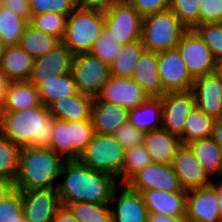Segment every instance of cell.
Returning <instances> with one entry per match:
<instances>
[{
  "instance_id": "8d00e7d4",
  "label": "cell",
  "mask_w": 222,
  "mask_h": 222,
  "mask_svg": "<svg viewBox=\"0 0 222 222\" xmlns=\"http://www.w3.org/2000/svg\"><path fill=\"white\" fill-rule=\"evenodd\" d=\"M67 126L72 142V160H78L94 135L92 121H67Z\"/></svg>"
},
{
  "instance_id": "7c38bea8",
  "label": "cell",
  "mask_w": 222,
  "mask_h": 222,
  "mask_svg": "<svg viewBox=\"0 0 222 222\" xmlns=\"http://www.w3.org/2000/svg\"><path fill=\"white\" fill-rule=\"evenodd\" d=\"M163 106L162 128L180 139L184 134L185 121L196 107L193 92H167L161 97Z\"/></svg>"
},
{
  "instance_id": "5b68a950",
  "label": "cell",
  "mask_w": 222,
  "mask_h": 222,
  "mask_svg": "<svg viewBox=\"0 0 222 222\" xmlns=\"http://www.w3.org/2000/svg\"><path fill=\"white\" fill-rule=\"evenodd\" d=\"M188 28L170 10L142 19L141 41L148 51L162 52L177 47Z\"/></svg>"
},
{
  "instance_id": "83f0119b",
  "label": "cell",
  "mask_w": 222,
  "mask_h": 222,
  "mask_svg": "<svg viewBox=\"0 0 222 222\" xmlns=\"http://www.w3.org/2000/svg\"><path fill=\"white\" fill-rule=\"evenodd\" d=\"M211 178L222 176V149L212 137L187 144Z\"/></svg>"
},
{
  "instance_id": "4fadbf2b",
  "label": "cell",
  "mask_w": 222,
  "mask_h": 222,
  "mask_svg": "<svg viewBox=\"0 0 222 222\" xmlns=\"http://www.w3.org/2000/svg\"><path fill=\"white\" fill-rule=\"evenodd\" d=\"M20 193L27 222H51L61 205L57 188L31 189Z\"/></svg>"
},
{
  "instance_id": "f546056e",
  "label": "cell",
  "mask_w": 222,
  "mask_h": 222,
  "mask_svg": "<svg viewBox=\"0 0 222 222\" xmlns=\"http://www.w3.org/2000/svg\"><path fill=\"white\" fill-rule=\"evenodd\" d=\"M60 43L56 36L42 32L28 23L20 38L19 46L36 59L47 54Z\"/></svg>"
},
{
  "instance_id": "f35d334b",
  "label": "cell",
  "mask_w": 222,
  "mask_h": 222,
  "mask_svg": "<svg viewBox=\"0 0 222 222\" xmlns=\"http://www.w3.org/2000/svg\"><path fill=\"white\" fill-rule=\"evenodd\" d=\"M49 148L65 161L72 160V142H70L67 121L53 118L52 137Z\"/></svg>"
},
{
  "instance_id": "3957f363",
  "label": "cell",
  "mask_w": 222,
  "mask_h": 222,
  "mask_svg": "<svg viewBox=\"0 0 222 222\" xmlns=\"http://www.w3.org/2000/svg\"><path fill=\"white\" fill-rule=\"evenodd\" d=\"M65 160L50 148L24 147L19 152L18 173L14 181L19 191L57 188Z\"/></svg>"
},
{
  "instance_id": "11a10c76",
  "label": "cell",
  "mask_w": 222,
  "mask_h": 222,
  "mask_svg": "<svg viewBox=\"0 0 222 222\" xmlns=\"http://www.w3.org/2000/svg\"><path fill=\"white\" fill-rule=\"evenodd\" d=\"M220 179V180H219ZM217 180V182H216ZM216 180L212 179L211 185L215 188L218 194V207L222 218V176L217 177Z\"/></svg>"
},
{
  "instance_id": "ffe728a7",
  "label": "cell",
  "mask_w": 222,
  "mask_h": 222,
  "mask_svg": "<svg viewBox=\"0 0 222 222\" xmlns=\"http://www.w3.org/2000/svg\"><path fill=\"white\" fill-rule=\"evenodd\" d=\"M141 195L148 213L167 217H186L187 191H142Z\"/></svg>"
},
{
  "instance_id": "5bb4252c",
  "label": "cell",
  "mask_w": 222,
  "mask_h": 222,
  "mask_svg": "<svg viewBox=\"0 0 222 222\" xmlns=\"http://www.w3.org/2000/svg\"><path fill=\"white\" fill-rule=\"evenodd\" d=\"M149 97L132 78L111 76L96 98L130 110L143 104Z\"/></svg>"
},
{
  "instance_id": "30bf717a",
  "label": "cell",
  "mask_w": 222,
  "mask_h": 222,
  "mask_svg": "<svg viewBox=\"0 0 222 222\" xmlns=\"http://www.w3.org/2000/svg\"><path fill=\"white\" fill-rule=\"evenodd\" d=\"M158 73L166 92L192 90L194 79L188 73L184 60L176 48L158 52Z\"/></svg>"
},
{
  "instance_id": "94428289",
  "label": "cell",
  "mask_w": 222,
  "mask_h": 222,
  "mask_svg": "<svg viewBox=\"0 0 222 222\" xmlns=\"http://www.w3.org/2000/svg\"><path fill=\"white\" fill-rule=\"evenodd\" d=\"M3 5V0H0V7Z\"/></svg>"
},
{
  "instance_id": "d6a6232c",
  "label": "cell",
  "mask_w": 222,
  "mask_h": 222,
  "mask_svg": "<svg viewBox=\"0 0 222 222\" xmlns=\"http://www.w3.org/2000/svg\"><path fill=\"white\" fill-rule=\"evenodd\" d=\"M29 22L5 6L0 7V34L6 46L19 45Z\"/></svg>"
},
{
  "instance_id": "f907efd6",
  "label": "cell",
  "mask_w": 222,
  "mask_h": 222,
  "mask_svg": "<svg viewBox=\"0 0 222 222\" xmlns=\"http://www.w3.org/2000/svg\"><path fill=\"white\" fill-rule=\"evenodd\" d=\"M51 222H78V220L67 206L61 204L57 208Z\"/></svg>"
},
{
  "instance_id": "4dcf8cb0",
  "label": "cell",
  "mask_w": 222,
  "mask_h": 222,
  "mask_svg": "<svg viewBox=\"0 0 222 222\" xmlns=\"http://www.w3.org/2000/svg\"><path fill=\"white\" fill-rule=\"evenodd\" d=\"M145 50L141 39L122 45L120 53L110 66L111 76L131 78L136 64Z\"/></svg>"
},
{
  "instance_id": "680465c9",
  "label": "cell",
  "mask_w": 222,
  "mask_h": 222,
  "mask_svg": "<svg viewBox=\"0 0 222 222\" xmlns=\"http://www.w3.org/2000/svg\"><path fill=\"white\" fill-rule=\"evenodd\" d=\"M6 48H7V46L4 43L3 38L0 34V57H1L2 53L5 51Z\"/></svg>"
},
{
  "instance_id": "7402d4cb",
  "label": "cell",
  "mask_w": 222,
  "mask_h": 222,
  "mask_svg": "<svg viewBox=\"0 0 222 222\" xmlns=\"http://www.w3.org/2000/svg\"><path fill=\"white\" fill-rule=\"evenodd\" d=\"M34 60L19 45L7 46L0 57V72L5 82L28 81Z\"/></svg>"
},
{
  "instance_id": "7a4b0ae2",
  "label": "cell",
  "mask_w": 222,
  "mask_h": 222,
  "mask_svg": "<svg viewBox=\"0 0 222 222\" xmlns=\"http://www.w3.org/2000/svg\"><path fill=\"white\" fill-rule=\"evenodd\" d=\"M52 128L53 117L42 103L21 111H0V132L20 149L49 148Z\"/></svg>"
},
{
  "instance_id": "6f0895ef",
  "label": "cell",
  "mask_w": 222,
  "mask_h": 222,
  "mask_svg": "<svg viewBox=\"0 0 222 222\" xmlns=\"http://www.w3.org/2000/svg\"><path fill=\"white\" fill-rule=\"evenodd\" d=\"M5 80L0 72V105L2 103V97H3V92H4V86H5Z\"/></svg>"
},
{
  "instance_id": "7bdbcfd3",
  "label": "cell",
  "mask_w": 222,
  "mask_h": 222,
  "mask_svg": "<svg viewBox=\"0 0 222 222\" xmlns=\"http://www.w3.org/2000/svg\"><path fill=\"white\" fill-rule=\"evenodd\" d=\"M0 222H27L23 214L19 190L15 189L0 202Z\"/></svg>"
},
{
  "instance_id": "f1b7e54d",
  "label": "cell",
  "mask_w": 222,
  "mask_h": 222,
  "mask_svg": "<svg viewBox=\"0 0 222 222\" xmlns=\"http://www.w3.org/2000/svg\"><path fill=\"white\" fill-rule=\"evenodd\" d=\"M38 93L41 103L48 107L56 99L75 95L78 90L71 72L62 75L54 73L50 78L41 80Z\"/></svg>"
},
{
  "instance_id": "ee69618b",
  "label": "cell",
  "mask_w": 222,
  "mask_h": 222,
  "mask_svg": "<svg viewBox=\"0 0 222 222\" xmlns=\"http://www.w3.org/2000/svg\"><path fill=\"white\" fill-rule=\"evenodd\" d=\"M31 15L54 12L69 16L77 7L76 0H29Z\"/></svg>"
},
{
  "instance_id": "2e32d148",
  "label": "cell",
  "mask_w": 222,
  "mask_h": 222,
  "mask_svg": "<svg viewBox=\"0 0 222 222\" xmlns=\"http://www.w3.org/2000/svg\"><path fill=\"white\" fill-rule=\"evenodd\" d=\"M171 165L181 187L186 191L205 187L212 183V178L203 169L188 145L182 144Z\"/></svg>"
},
{
  "instance_id": "ba28073f",
  "label": "cell",
  "mask_w": 222,
  "mask_h": 222,
  "mask_svg": "<svg viewBox=\"0 0 222 222\" xmlns=\"http://www.w3.org/2000/svg\"><path fill=\"white\" fill-rule=\"evenodd\" d=\"M103 15L104 27L119 44L141 39L143 17L128 2L114 3Z\"/></svg>"
},
{
  "instance_id": "277c9868",
  "label": "cell",
  "mask_w": 222,
  "mask_h": 222,
  "mask_svg": "<svg viewBox=\"0 0 222 222\" xmlns=\"http://www.w3.org/2000/svg\"><path fill=\"white\" fill-rule=\"evenodd\" d=\"M103 29L102 11L76 7L67 17L66 32L61 42L74 56L90 53Z\"/></svg>"
},
{
  "instance_id": "f5cc1de1",
  "label": "cell",
  "mask_w": 222,
  "mask_h": 222,
  "mask_svg": "<svg viewBox=\"0 0 222 222\" xmlns=\"http://www.w3.org/2000/svg\"><path fill=\"white\" fill-rule=\"evenodd\" d=\"M15 190L14 181L0 177V202Z\"/></svg>"
},
{
  "instance_id": "52a82bcc",
  "label": "cell",
  "mask_w": 222,
  "mask_h": 222,
  "mask_svg": "<svg viewBox=\"0 0 222 222\" xmlns=\"http://www.w3.org/2000/svg\"><path fill=\"white\" fill-rule=\"evenodd\" d=\"M71 73L79 93L96 98L111 77L110 66L91 53L73 58Z\"/></svg>"
},
{
  "instance_id": "1f68e13d",
  "label": "cell",
  "mask_w": 222,
  "mask_h": 222,
  "mask_svg": "<svg viewBox=\"0 0 222 222\" xmlns=\"http://www.w3.org/2000/svg\"><path fill=\"white\" fill-rule=\"evenodd\" d=\"M214 123V118L195 107L186 118L182 143L187 145L196 140L212 137Z\"/></svg>"
},
{
  "instance_id": "9a60e30c",
  "label": "cell",
  "mask_w": 222,
  "mask_h": 222,
  "mask_svg": "<svg viewBox=\"0 0 222 222\" xmlns=\"http://www.w3.org/2000/svg\"><path fill=\"white\" fill-rule=\"evenodd\" d=\"M117 192L120 193L119 197ZM112 222H147L148 211L140 192L130 189L126 184H118L112 193L110 206Z\"/></svg>"
},
{
  "instance_id": "8992f818",
  "label": "cell",
  "mask_w": 222,
  "mask_h": 222,
  "mask_svg": "<svg viewBox=\"0 0 222 222\" xmlns=\"http://www.w3.org/2000/svg\"><path fill=\"white\" fill-rule=\"evenodd\" d=\"M125 149L113 135L94 133L78 161L94 171L112 175L121 184Z\"/></svg>"
},
{
  "instance_id": "4316f807",
  "label": "cell",
  "mask_w": 222,
  "mask_h": 222,
  "mask_svg": "<svg viewBox=\"0 0 222 222\" xmlns=\"http://www.w3.org/2000/svg\"><path fill=\"white\" fill-rule=\"evenodd\" d=\"M162 116L161 97H149L140 106L129 110V122L144 133L162 128Z\"/></svg>"
},
{
  "instance_id": "d6986e66",
  "label": "cell",
  "mask_w": 222,
  "mask_h": 222,
  "mask_svg": "<svg viewBox=\"0 0 222 222\" xmlns=\"http://www.w3.org/2000/svg\"><path fill=\"white\" fill-rule=\"evenodd\" d=\"M191 91L196 108L214 119L222 117V81L215 73L195 78Z\"/></svg>"
},
{
  "instance_id": "cb8c5ba5",
  "label": "cell",
  "mask_w": 222,
  "mask_h": 222,
  "mask_svg": "<svg viewBox=\"0 0 222 222\" xmlns=\"http://www.w3.org/2000/svg\"><path fill=\"white\" fill-rule=\"evenodd\" d=\"M93 98L81 93L61 97L49 106V113L53 118L64 121L91 120Z\"/></svg>"
},
{
  "instance_id": "9c48e42d",
  "label": "cell",
  "mask_w": 222,
  "mask_h": 222,
  "mask_svg": "<svg viewBox=\"0 0 222 222\" xmlns=\"http://www.w3.org/2000/svg\"><path fill=\"white\" fill-rule=\"evenodd\" d=\"M193 79L214 73L216 60L194 29H188L177 44Z\"/></svg>"
},
{
  "instance_id": "f6af8a7d",
  "label": "cell",
  "mask_w": 222,
  "mask_h": 222,
  "mask_svg": "<svg viewBox=\"0 0 222 222\" xmlns=\"http://www.w3.org/2000/svg\"><path fill=\"white\" fill-rule=\"evenodd\" d=\"M113 137L125 149L140 146L144 142L145 133L136 129L129 121L119 126L114 132Z\"/></svg>"
},
{
  "instance_id": "816d5d0a",
  "label": "cell",
  "mask_w": 222,
  "mask_h": 222,
  "mask_svg": "<svg viewBox=\"0 0 222 222\" xmlns=\"http://www.w3.org/2000/svg\"><path fill=\"white\" fill-rule=\"evenodd\" d=\"M147 222H188L186 217H167L163 214L148 213Z\"/></svg>"
},
{
  "instance_id": "44dd1931",
  "label": "cell",
  "mask_w": 222,
  "mask_h": 222,
  "mask_svg": "<svg viewBox=\"0 0 222 222\" xmlns=\"http://www.w3.org/2000/svg\"><path fill=\"white\" fill-rule=\"evenodd\" d=\"M91 121L94 133L112 135L119 126L129 121V110L93 98Z\"/></svg>"
},
{
  "instance_id": "7dc6e473",
  "label": "cell",
  "mask_w": 222,
  "mask_h": 222,
  "mask_svg": "<svg viewBox=\"0 0 222 222\" xmlns=\"http://www.w3.org/2000/svg\"><path fill=\"white\" fill-rule=\"evenodd\" d=\"M171 0H129L142 17L168 10Z\"/></svg>"
},
{
  "instance_id": "8fae6325",
  "label": "cell",
  "mask_w": 222,
  "mask_h": 222,
  "mask_svg": "<svg viewBox=\"0 0 222 222\" xmlns=\"http://www.w3.org/2000/svg\"><path fill=\"white\" fill-rule=\"evenodd\" d=\"M126 185L140 193L147 190L186 191L181 187L171 164L153 163L137 172Z\"/></svg>"
},
{
  "instance_id": "6da1fadb",
  "label": "cell",
  "mask_w": 222,
  "mask_h": 222,
  "mask_svg": "<svg viewBox=\"0 0 222 222\" xmlns=\"http://www.w3.org/2000/svg\"><path fill=\"white\" fill-rule=\"evenodd\" d=\"M61 176L62 183L57 185L61 204L110 203L113 190L118 185L117 179L112 175L94 171L78 160L65 161L60 178Z\"/></svg>"
},
{
  "instance_id": "b9f144b4",
  "label": "cell",
  "mask_w": 222,
  "mask_h": 222,
  "mask_svg": "<svg viewBox=\"0 0 222 222\" xmlns=\"http://www.w3.org/2000/svg\"><path fill=\"white\" fill-rule=\"evenodd\" d=\"M215 60L222 59V23H205L194 28Z\"/></svg>"
},
{
  "instance_id": "9f6ffc18",
  "label": "cell",
  "mask_w": 222,
  "mask_h": 222,
  "mask_svg": "<svg viewBox=\"0 0 222 222\" xmlns=\"http://www.w3.org/2000/svg\"><path fill=\"white\" fill-rule=\"evenodd\" d=\"M214 73L222 81V59L216 61Z\"/></svg>"
},
{
  "instance_id": "91938a15",
  "label": "cell",
  "mask_w": 222,
  "mask_h": 222,
  "mask_svg": "<svg viewBox=\"0 0 222 222\" xmlns=\"http://www.w3.org/2000/svg\"><path fill=\"white\" fill-rule=\"evenodd\" d=\"M114 3L128 2L129 0H112Z\"/></svg>"
},
{
  "instance_id": "e575fe53",
  "label": "cell",
  "mask_w": 222,
  "mask_h": 222,
  "mask_svg": "<svg viewBox=\"0 0 222 222\" xmlns=\"http://www.w3.org/2000/svg\"><path fill=\"white\" fill-rule=\"evenodd\" d=\"M151 164H153L152 158L143 144L125 150L121 184H126L137 172Z\"/></svg>"
},
{
  "instance_id": "d4e9b609",
  "label": "cell",
  "mask_w": 222,
  "mask_h": 222,
  "mask_svg": "<svg viewBox=\"0 0 222 222\" xmlns=\"http://www.w3.org/2000/svg\"><path fill=\"white\" fill-rule=\"evenodd\" d=\"M179 137L164 128L145 133L143 145L149 152L153 163L172 164L174 156L182 146Z\"/></svg>"
},
{
  "instance_id": "e0dca14e",
  "label": "cell",
  "mask_w": 222,
  "mask_h": 222,
  "mask_svg": "<svg viewBox=\"0 0 222 222\" xmlns=\"http://www.w3.org/2000/svg\"><path fill=\"white\" fill-rule=\"evenodd\" d=\"M186 219L188 222H222L218 194L211 184L187 191Z\"/></svg>"
},
{
  "instance_id": "c3c4849f",
  "label": "cell",
  "mask_w": 222,
  "mask_h": 222,
  "mask_svg": "<svg viewBox=\"0 0 222 222\" xmlns=\"http://www.w3.org/2000/svg\"><path fill=\"white\" fill-rule=\"evenodd\" d=\"M2 6H5L23 19L30 22L32 15L29 0H3Z\"/></svg>"
},
{
  "instance_id": "74e56055",
  "label": "cell",
  "mask_w": 222,
  "mask_h": 222,
  "mask_svg": "<svg viewBox=\"0 0 222 222\" xmlns=\"http://www.w3.org/2000/svg\"><path fill=\"white\" fill-rule=\"evenodd\" d=\"M67 15L54 12L32 15L30 24L36 29L56 36L60 41L66 32Z\"/></svg>"
},
{
  "instance_id": "ab89813d",
  "label": "cell",
  "mask_w": 222,
  "mask_h": 222,
  "mask_svg": "<svg viewBox=\"0 0 222 222\" xmlns=\"http://www.w3.org/2000/svg\"><path fill=\"white\" fill-rule=\"evenodd\" d=\"M121 48L122 45L119 44L117 40L110 35V31L104 27L90 53L111 66L120 53Z\"/></svg>"
},
{
  "instance_id": "836d02e7",
  "label": "cell",
  "mask_w": 222,
  "mask_h": 222,
  "mask_svg": "<svg viewBox=\"0 0 222 222\" xmlns=\"http://www.w3.org/2000/svg\"><path fill=\"white\" fill-rule=\"evenodd\" d=\"M67 206L78 222H112L111 206L109 203H72Z\"/></svg>"
},
{
  "instance_id": "d590c367",
  "label": "cell",
  "mask_w": 222,
  "mask_h": 222,
  "mask_svg": "<svg viewBox=\"0 0 222 222\" xmlns=\"http://www.w3.org/2000/svg\"><path fill=\"white\" fill-rule=\"evenodd\" d=\"M20 148L0 132V177L15 181Z\"/></svg>"
},
{
  "instance_id": "bcb514c9",
  "label": "cell",
  "mask_w": 222,
  "mask_h": 222,
  "mask_svg": "<svg viewBox=\"0 0 222 222\" xmlns=\"http://www.w3.org/2000/svg\"><path fill=\"white\" fill-rule=\"evenodd\" d=\"M199 25L222 23V0H200Z\"/></svg>"
},
{
  "instance_id": "484cf974",
  "label": "cell",
  "mask_w": 222,
  "mask_h": 222,
  "mask_svg": "<svg viewBox=\"0 0 222 222\" xmlns=\"http://www.w3.org/2000/svg\"><path fill=\"white\" fill-rule=\"evenodd\" d=\"M40 104L38 88L29 81L5 83L0 111H21Z\"/></svg>"
},
{
  "instance_id": "60d3db41",
  "label": "cell",
  "mask_w": 222,
  "mask_h": 222,
  "mask_svg": "<svg viewBox=\"0 0 222 222\" xmlns=\"http://www.w3.org/2000/svg\"><path fill=\"white\" fill-rule=\"evenodd\" d=\"M200 0H171L169 9L188 28L199 25Z\"/></svg>"
},
{
  "instance_id": "681fc988",
  "label": "cell",
  "mask_w": 222,
  "mask_h": 222,
  "mask_svg": "<svg viewBox=\"0 0 222 222\" xmlns=\"http://www.w3.org/2000/svg\"><path fill=\"white\" fill-rule=\"evenodd\" d=\"M77 7L83 9L107 11L114 2L112 0H76Z\"/></svg>"
},
{
  "instance_id": "db71d44e",
  "label": "cell",
  "mask_w": 222,
  "mask_h": 222,
  "mask_svg": "<svg viewBox=\"0 0 222 222\" xmlns=\"http://www.w3.org/2000/svg\"><path fill=\"white\" fill-rule=\"evenodd\" d=\"M212 138L215 140L217 145L222 149V117L215 119Z\"/></svg>"
},
{
  "instance_id": "603a6c76",
  "label": "cell",
  "mask_w": 222,
  "mask_h": 222,
  "mask_svg": "<svg viewBox=\"0 0 222 222\" xmlns=\"http://www.w3.org/2000/svg\"><path fill=\"white\" fill-rule=\"evenodd\" d=\"M150 97H163L164 87L158 73V53L145 50L131 77Z\"/></svg>"
},
{
  "instance_id": "ac0fdd59",
  "label": "cell",
  "mask_w": 222,
  "mask_h": 222,
  "mask_svg": "<svg viewBox=\"0 0 222 222\" xmlns=\"http://www.w3.org/2000/svg\"><path fill=\"white\" fill-rule=\"evenodd\" d=\"M74 54L61 42L47 54L34 60L29 82L38 88L41 80L50 78L54 73L62 75L71 72Z\"/></svg>"
}]
</instances>
